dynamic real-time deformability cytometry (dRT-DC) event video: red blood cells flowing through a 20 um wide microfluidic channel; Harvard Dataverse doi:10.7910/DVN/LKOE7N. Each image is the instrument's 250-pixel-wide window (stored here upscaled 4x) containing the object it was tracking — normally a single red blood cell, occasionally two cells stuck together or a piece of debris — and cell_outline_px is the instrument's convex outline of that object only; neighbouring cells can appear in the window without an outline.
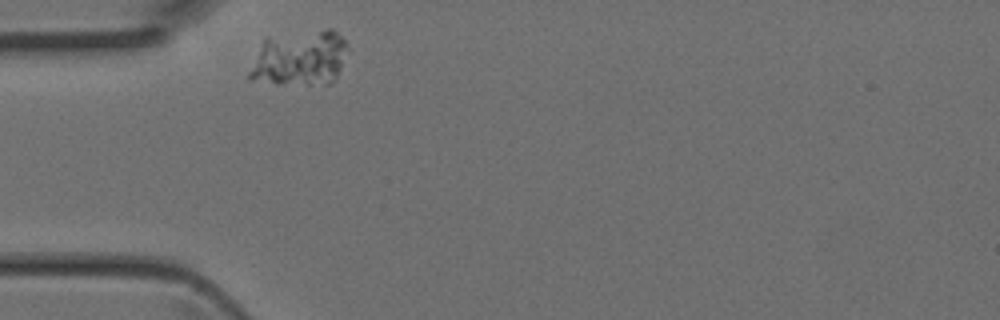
{"species": "Egyptian fruit bat (a non-hibernating species)", "species_latin": "Rousettus aegyptiacus", "temperature_condition": "room temperature", "stored_images_in_passage": 30, "camera_frame_rate_fps": 3000, "um_per_image_px": 0.085, "animal": {"sex": "female"}, "frame": {"image": 1, "passage_image": 1, "time_ms": 0.0, "image_size_px": [1000, 320], "cell_outline_px": [[348, 48], [336, 80], [328, 84], [276, 84], [248, 80], [244, 76], [264, 40], [268, 36], [328, 28], [332, 28], [348, 44]], "centroid_in_image_um": [25.44, 4.96], "position_along_channel_um": 59.6, "area_um2": 32.37}}
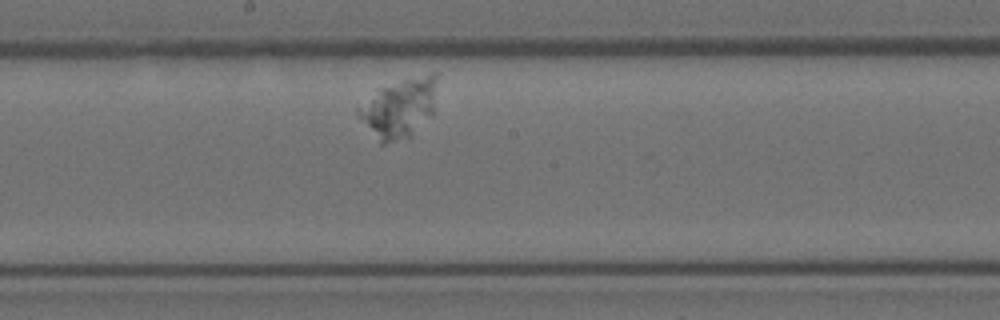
{"frame": {"image": 2, "passage_image": 13, "time_ms": 4.0, "image_size_px": [1000, 320], "cell_outline_px": [[436, 80], [432, 112], [412, 136], [384, 144], [380, 144], [356, 116], [356, 108], [380, 88], [404, 80], [432, 72], [436, 72]], "centroid_in_image_um": [33.88, 9.21], "position_along_channel_um": 214.3, "area_um2": 26.7}}
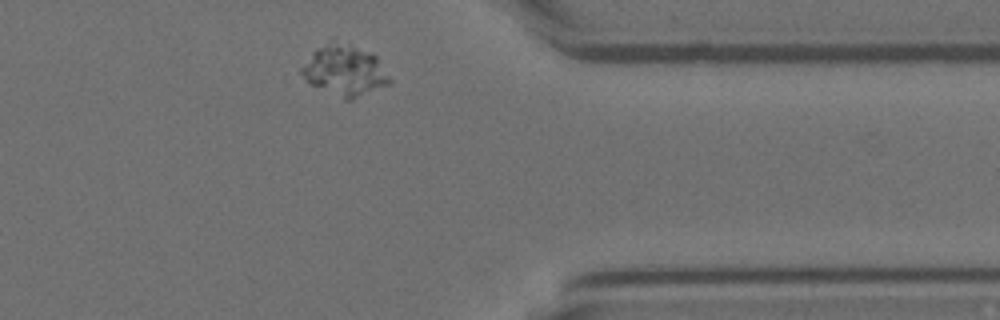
{"frame": {"image": 3, "passage_image": 26, "time_ms": 8.333, "image_size_px": [1000, 320], "cell_outline_px": [[392, 80], [388, 84], [352, 100], [344, 100], [308, 84], [304, 80], [300, 72], [300, 68], [312, 52], [316, 48], [336, 36], [376, 56]], "centroid_in_image_um": [29.24, 5.96], "position_along_channel_um": 382.2, "area_um2": 26.7}}